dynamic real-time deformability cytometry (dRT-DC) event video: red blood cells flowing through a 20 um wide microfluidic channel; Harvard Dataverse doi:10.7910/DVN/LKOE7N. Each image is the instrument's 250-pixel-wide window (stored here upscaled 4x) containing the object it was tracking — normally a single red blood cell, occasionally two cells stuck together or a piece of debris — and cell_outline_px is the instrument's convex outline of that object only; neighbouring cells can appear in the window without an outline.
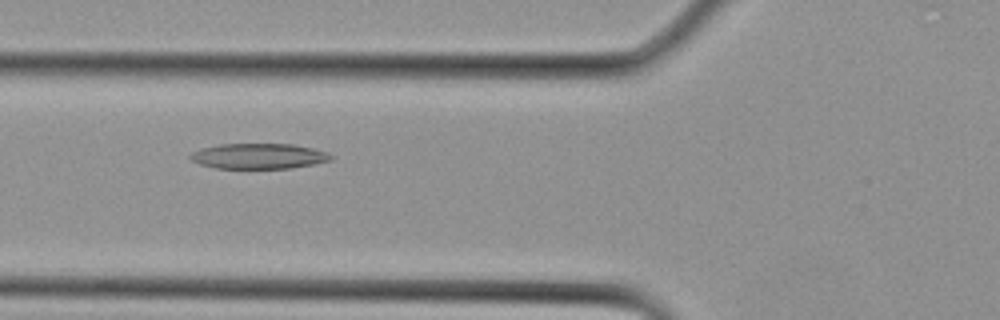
{"species": "Egyptian fruit bat (a non-hibernating species)", "species_latin": "Rousettus aegyptiacus", "temperature_condition": "cold", "stored_images_in_passage": 8, "camera_frame_rate_fps": 3000, "um_per_image_px": 0.085, "animal": {"sex": "female"}, "frame": {"image": 1, "passage_image": 6, "time_ms": 1.667, "image_size_px": [1000, 320], "cell_outline_px": [[332, 160], [316, 164], [292, 168], [216, 168], [200, 164], [192, 160], [188, 156], [192, 152], [200, 148], [220, 144], [292, 144], [312, 148], [328, 152], [332, 156]], "centroid_in_image_um": [22.0, 13.27], "position_along_channel_um": 103.8, "area_um2": 20.87}}